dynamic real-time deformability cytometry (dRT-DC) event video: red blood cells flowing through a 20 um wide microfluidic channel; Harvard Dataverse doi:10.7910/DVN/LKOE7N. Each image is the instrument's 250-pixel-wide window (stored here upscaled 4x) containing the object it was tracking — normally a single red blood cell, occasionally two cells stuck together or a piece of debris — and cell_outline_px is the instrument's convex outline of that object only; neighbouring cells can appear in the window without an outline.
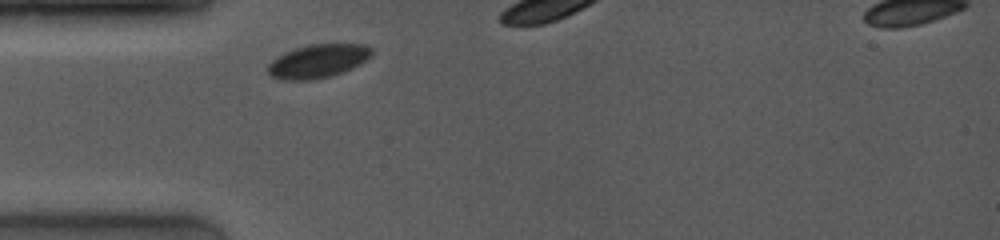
{"species": "common noctule bat (a hibernating species)", "species_latin": "Nyctalus noctula", "temperature_condition": "room temperature", "stored_images_in_passage": 2, "camera_frame_rate_fps": 4000, "um_per_image_px": 0.085, "animal": {"sex": "female", "body_mass_g": 19.0, "forearm_length_mm": 53.3}, "frame": {"image": 1, "passage_image": 1, "time_ms": 0.0, "image_size_px": [1000, 240], "cell_outline_px": [[372, 56], [368, 60], [344, 72], [332, 76], [312, 80], [284, 80], [272, 76], [268, 72], [268, 64], [276, 56], [284, 52], [308, 44], [368, 44], [372, 48]], "centroid_in_image_um": [27.06, 5.19], "position_along_channel_um": 57.9, "area_um2": 20.58}}